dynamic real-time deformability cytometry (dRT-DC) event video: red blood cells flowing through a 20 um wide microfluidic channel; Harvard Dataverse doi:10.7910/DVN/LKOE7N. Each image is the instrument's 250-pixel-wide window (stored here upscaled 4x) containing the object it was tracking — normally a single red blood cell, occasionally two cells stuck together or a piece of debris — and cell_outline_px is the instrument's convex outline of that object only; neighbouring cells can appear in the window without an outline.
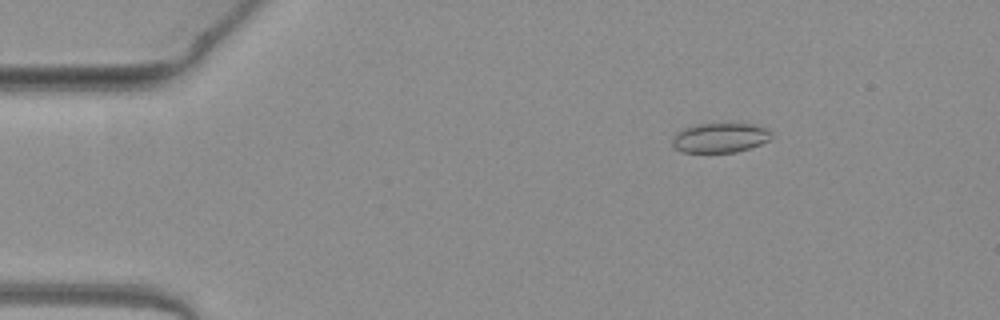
{"species": "common noctule bat (a hibernating species)", "species_latin": "Nyctalus noctula", "temperature_condition": "warm", "stored_images_in_passage": 51, "camera_frame_rate_fps": 3000, "um_per_image_px": 0.085, "animal": {"sex": "female", "body_mass_g": 19.3, "forearm_length_mm": 54.1}, "frame": {"image": 1, "passage_image": 8, "time_ms": 2.333, "image_size_px": [1000, 320], "cell_outline_px": [[772, 136], [768, 140], [760, 144], [736, 152], [684, 152], [676, 148], [672, 144], [672, 136], [676, 132], [684, 128], [696, 124], [756, 124], [768, 128], [772, 132]], "centroid_in_image_um": [61.21, 11.7], "position_along_channel_um": 23.8, "area_um2": 17.11}}
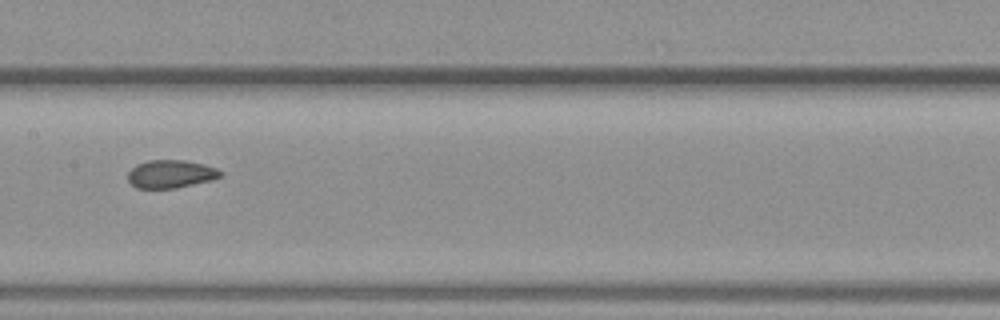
{"frame": {"image": 2, "passage_image": 26, "time_ms": 8.333, "image_size_px": [1000, 320], "cell_outline_px": [[224, 172], [220, 176], [212, 180], [176, 188], [136, 188], [128, 180], [128, 172], [136, 164], [148, 160], [184, 160], [204, 164], [216, 168]], "centroid_in_image_um": [14.51, 14.78], "position_along_channel_um": 192.9, "area_um2": 15.14}}
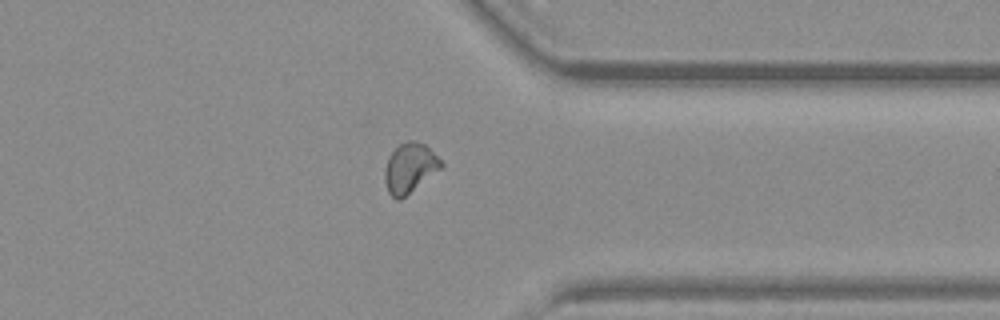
{"frame": {"image": 3, "passage_image": 40, "time_ms": 13.0, "image_size_px": [1000, 320], "cell_outline_px": [[444, 164], [440, 168], [400, 200], [396, 200], [388, 192], [384, 180], [384, 172], [388, 156], [400, 144], [408, 140], [416, 140], [424, 144]], "centroid_in_image_um": [34.78, 14.27], "position_along_channel_um": 376.6, "area_um2": 15.95}, "authors_computed_cell_mechanics": {"area_um2": 15.9528, "velocity_mm_per_s": 4.0685, "shape_relaxation_time_tau1_ms": null, "shape_relaxation_time_tau2_ms": 0.8756, "deformation_change_tau1": null, "deformation_change_tau2": 0.0551}}